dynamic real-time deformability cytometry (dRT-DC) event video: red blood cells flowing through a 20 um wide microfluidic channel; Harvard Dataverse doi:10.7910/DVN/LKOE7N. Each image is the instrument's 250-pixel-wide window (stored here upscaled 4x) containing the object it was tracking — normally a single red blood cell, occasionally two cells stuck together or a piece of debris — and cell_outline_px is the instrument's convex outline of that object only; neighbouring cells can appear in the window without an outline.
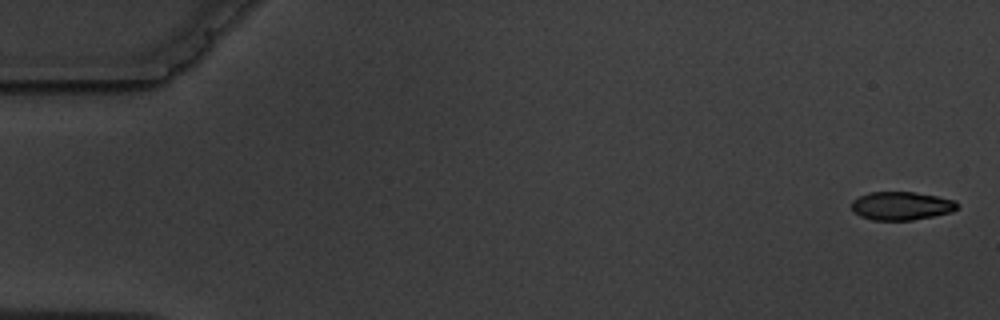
{"species": "common noctule bat (a hibernating species)", "species_latin": "Nyctalus noctula", "temperature_condition": "warm", "stored_images_in_passage": 10, "camera_frame_rate_fps": 3000, "um_per_image_px": 0.085, "animal": {"sex": "male", "body_mass_g": 19.5, "forearm_length_mm": 54.6}, "frame": {"image": 1, "passage_image": 1, "time_ms": 0.0, "image_size_px": [1000, 320], "cell_outline_px": [[960, 204], [952, 212], [912, 220], [872, 220], [860, 216], [852, 212], [852, 200], [868, 192], [912, 192], [936, 196], [956, 200]], "centroid_in_image_um": [76.6, 17.5], "position_along_channel_um": 8.4, "area_um2": 17.51}}
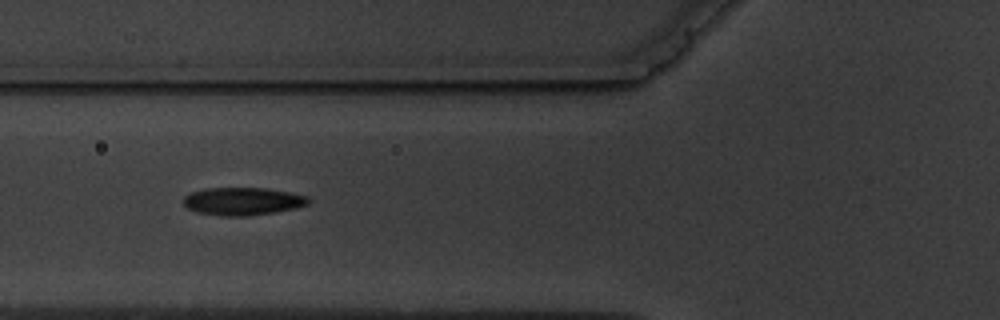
{"frame": {"image": 2, "passage_image": 7, "time_ms": 6.667, "image_size_px": [1000, 320], "cell_outline_px": [[308, 204], [296, 208], [272, 212], [244, 216], [220, 216], [196, 212], [188, 208], [184, 204], [184, 196], [192, 192], [204, 188], [268, 188], [308, 196]], "centroid_in_image_um": [20.6, 17.1], "position_along_channel_um": 105.2, "area_um2": 20.11}}
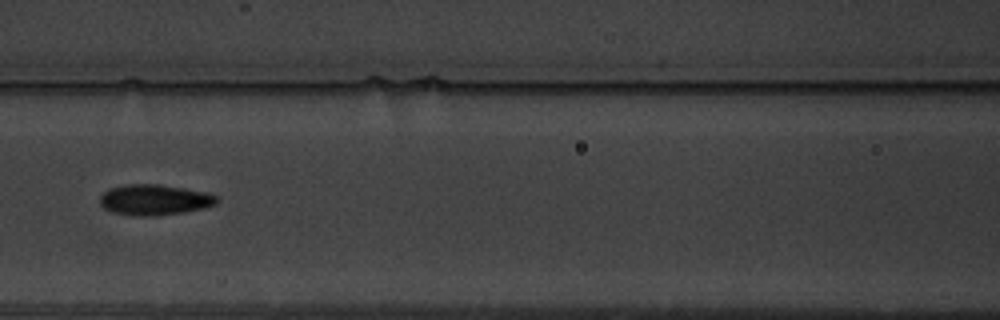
{"frame": {"image": 3, "passage_image": 8, "time_ms": 8.0, "image_size_px": [1000, 320], "cell_outline_px": [[220, 200], [216, 204], [204, 208], [184, 212], [152, 216], [136, 216], [112, 212], [104, 208], [100, 204], [100, 196], [108, 188], [128, 184], [160, 184], [208, 192], [216, 196]], "centroid_in_image_um": [13.14, 16.98], "position_along_channel_um": 153.5, "area_um2": 21.04}}